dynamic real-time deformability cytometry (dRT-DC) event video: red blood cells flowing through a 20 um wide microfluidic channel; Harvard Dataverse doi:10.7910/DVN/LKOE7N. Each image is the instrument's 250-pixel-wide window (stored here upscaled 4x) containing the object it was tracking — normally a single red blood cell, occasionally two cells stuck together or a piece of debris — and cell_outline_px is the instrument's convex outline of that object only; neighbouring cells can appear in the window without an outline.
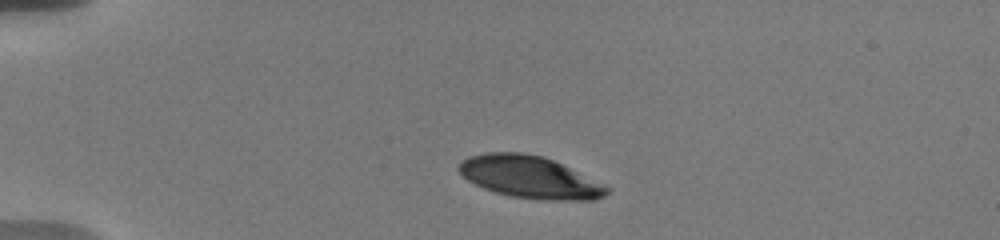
{"species": "human", "species_latin": "Homo sapiens", "temperature_condition": "warm", "stored_images_in_passage": 7, "camera_frame_rate_fps": 3000, "um_per_image_px": 0.085, "donor": {"sex": "male"}, "frame": {"image": 1, "passage_image": 1, "time_ms": 0.0, "image_size_px": [1000, 240], "cell_outline_px": [[612, 188], [604, 196], [592, 200], [540, 200], [512, 196], [496, 192], [484, 188], [468, 180], [456, 168], [460, 160], [468, 156], [484, 152], [524, 152], [544, 156], [608, 184]], "centroid_in_image_um": [45.07, 15.04], "position_along_channel_um": 39.9, "area_um2": 36.88}}
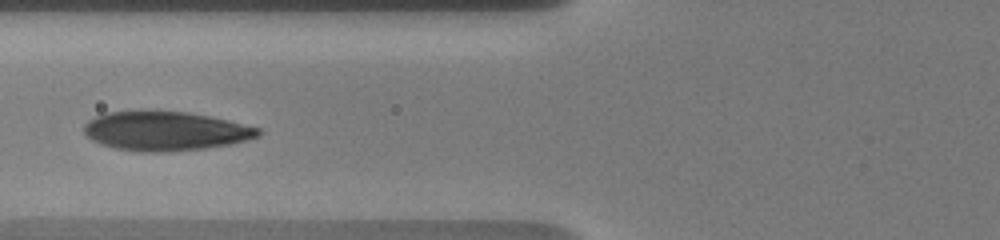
{"frame": {"image": 2, "passage_image": 6, "time_ms": 3.333, "image_size_px": [1000, 240], "cell_outline_px": [[260, 136], [248, 140], [228, 144], [204, 148], [164, 152], [140, 152], [116, 148], [100, 144], [92, 140], [84, 132], [84, 124], [88, 120], [104, 112], [188, 112], [228, 120], [260, 128]], "centroid_in_image_um": [14.05, 11.15], "position_along_channel_um": 111.7, "area_um2": 39.36}}